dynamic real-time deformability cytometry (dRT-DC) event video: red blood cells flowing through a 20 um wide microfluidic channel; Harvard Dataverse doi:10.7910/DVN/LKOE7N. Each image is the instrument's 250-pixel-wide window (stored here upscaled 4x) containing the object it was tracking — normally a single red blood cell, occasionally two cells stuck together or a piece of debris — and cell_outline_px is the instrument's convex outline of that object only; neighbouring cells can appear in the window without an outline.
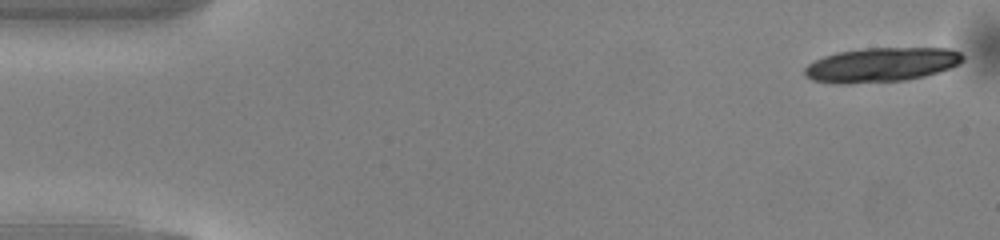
{"species": "common noctule bat (a hibernating species)", "species_latin": "Nyctalus noctula", "temperature_condition": "warm", "stored_images_in_passage": 15, "camera_frame_rate_fps": 3000, "um_per_image_px": 0.085, "animal": {"sex": "male", "body_mass_g": 13.0, "forearm_length_mm": 53.1}, "frame": {"image": 1, "passage_image": 1, "time_ms": 0.0, "image_size_px": [1000, 240], "cell_outline_px": [[964, 60], [960, 64], [924, 76], [904, 80], [852, 84], [836, 84], [812, 80], [804, 76], [804, 68], [808, 64], [824, 56], [836, 52], [864, 48], [948, 48], [960, 52], [964, 56]], "centroid_in_image_um": [74.88, 5.51], "position_along_channel_um": 10.1, "area_um2": 31.85}}